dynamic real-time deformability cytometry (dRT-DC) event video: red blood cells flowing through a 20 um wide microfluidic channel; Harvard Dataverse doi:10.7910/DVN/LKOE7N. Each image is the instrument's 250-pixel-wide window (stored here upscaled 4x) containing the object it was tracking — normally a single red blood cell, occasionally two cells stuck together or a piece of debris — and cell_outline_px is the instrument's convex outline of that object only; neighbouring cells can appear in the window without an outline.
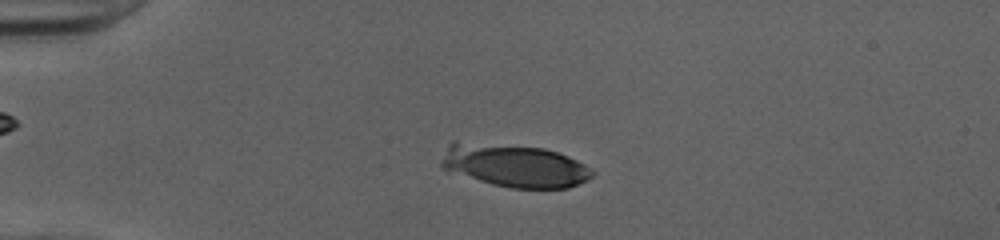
{"species": "human", "species_latin": "Homo sapiens", "temperature_condition": "cold", "stored_images_in_passage": 36, "camera_frame_rate_fps": 3000, "um_per_image_px": 0.085, "donor": {"sex": "female"}, "frame": {"image": 1, "passage_image": 13, "time_ms": 4.0, "image_size_px": [1000, 240], "cell_outline_px": [[596, 172], [588, 180], [568, 188], [512, 188], [492, 184], [440, 168], [440, 160], [448, 144], [452, 140], [456, 140], [544, 148], [568, 156], [584, 164]], "centroid_in_image_um": [43.69, 14.06], "position_along_channel_um": 41.3, "area_um2": 37.92}}
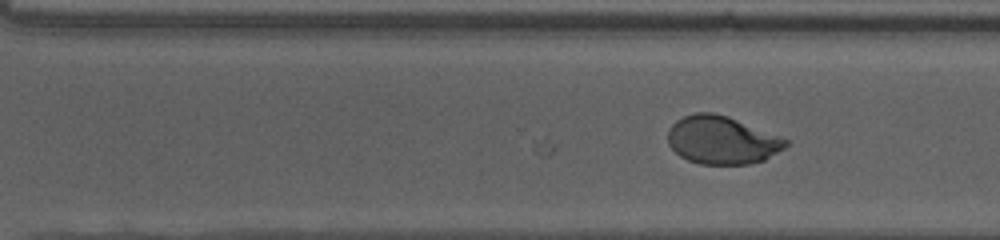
{"frame": {"image": 2, "passage_image": 36, "time_ms": 11.667, "image_size_px": [1000, 240], "cell_outline_px": [[788, 144], [784, 148], [764, 160], [748, 164], [700, 164], [688, 160], [680, 156], [668, 144], [668, 128], [676, 120], [684, 116], [696, 112], [712, 112], [728, 116], [780, 136], [788, 140]], "centroid_in_image_um": [61.34, 11.9], "position_along_channel_um": 309.3, "area_um2": 32.95}}